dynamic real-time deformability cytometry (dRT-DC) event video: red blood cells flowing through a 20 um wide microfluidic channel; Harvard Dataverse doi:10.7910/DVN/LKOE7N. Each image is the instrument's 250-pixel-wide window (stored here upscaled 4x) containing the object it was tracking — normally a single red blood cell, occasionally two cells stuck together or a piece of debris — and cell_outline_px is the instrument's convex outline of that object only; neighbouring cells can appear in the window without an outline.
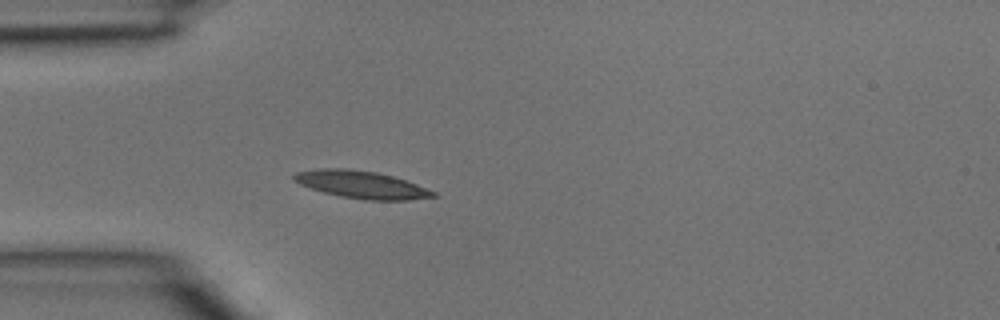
{"species": "common noctule bat (a hibernating species)", "species_latin": "Nyctalus noctula", "temperature_condition": "room temperature", "stored_images_in_passage": 3, "camera_frame_rate_fps": 3000, "um_per_image_px": 0.085, "animal": {"sex": "male", "body_mass_g": 15.6}, "frame": {"image": 1, "passage_image": 3, "time_ms": 0.667, "image_size_px": [1000, 320], "cell_outline_px": [[440, 196], [408, 200], [364, 200], [340, 196], [324, 192], [300, 184], [292, 180], [292, 176], [296, 172], [320, 168], [348, 168], [376, 172], [392, 176], [416, 184], [436, 192]], "centroid_in_image_um": [30.72, 15.69], "position_along_channel_um": 54.3, "area_um2": 22.25}}